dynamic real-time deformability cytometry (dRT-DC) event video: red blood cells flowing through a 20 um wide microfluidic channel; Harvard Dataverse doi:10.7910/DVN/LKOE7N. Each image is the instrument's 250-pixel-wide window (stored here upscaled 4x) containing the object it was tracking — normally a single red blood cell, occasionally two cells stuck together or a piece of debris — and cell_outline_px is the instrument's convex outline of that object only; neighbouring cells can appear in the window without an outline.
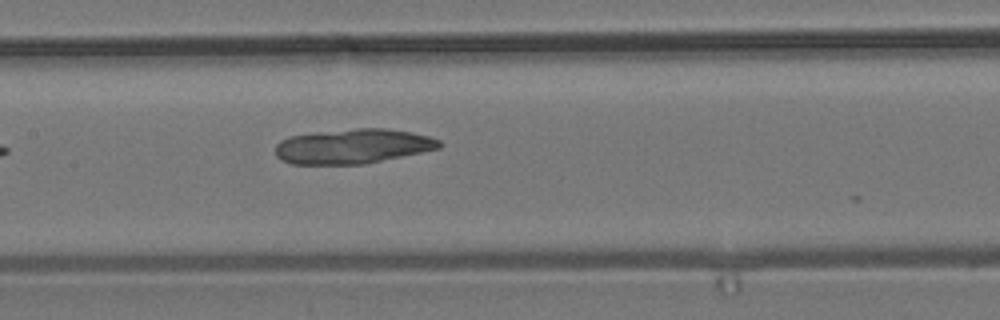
{"species": "common noctule bat (a hibernating species)", "species_latin": "Nyctalus noctula", "temperature_condition": "room temperature", "stored_images_in_passage": 7, "camera_frame_rate_fps": 3000, "um_per_image_px": 0.085, "animal": {"sex": "male", "body_mass_g": 19.2, "forearm_length_mm": 51.8}, "frame": {"image": 1, "passage_image": 7, "time_ms": 8.0, "image_size_px": [1000, 320], "cell_outline_px": [[444, 144], [440, 148], [364, 164], [292, 164], [280, 160], [276, 156], [276, 144], [280, 140], [288, 136], [356, 128], [384, 128], [412, 132], [428, 136], [440, 140]], "centroid_in_image_um": [29.99, 12.43], "position_along_channel_um": 177.4, "area_um2": 33.12}}